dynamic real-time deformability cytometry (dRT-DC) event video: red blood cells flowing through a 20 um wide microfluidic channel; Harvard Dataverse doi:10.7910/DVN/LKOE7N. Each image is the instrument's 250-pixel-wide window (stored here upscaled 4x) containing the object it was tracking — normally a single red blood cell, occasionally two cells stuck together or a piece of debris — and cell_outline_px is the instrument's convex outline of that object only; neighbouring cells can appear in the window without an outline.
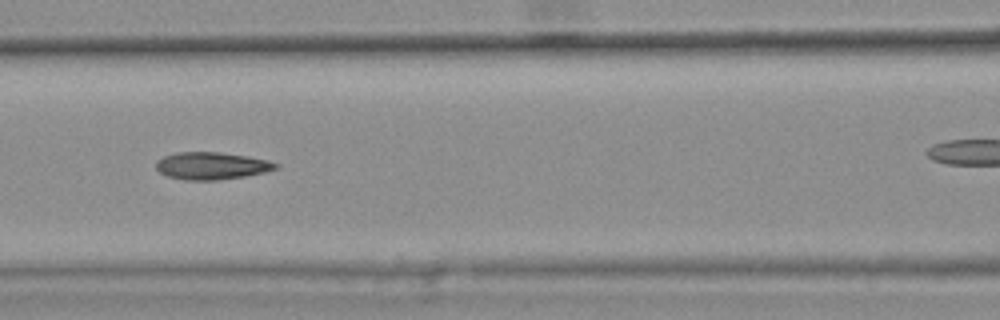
{"species": "common noctule bat (a hibernating species)", "species_latin": "Nyctalus noctula", "temperature_condition": "warm", "stored_images_in_passage": 10, "camera_frame_rate_fps": 3000, "um_per_image_px": 0.085, "animal": {"sex": "female", "body_mass_g": 25.1}, "frame": {"image": 1, "passage_image": 7, "time_ms": 2.0, "image_size_px": [1000, 320], "cell_outline_px": [[280, 168], [264, 172], [244, 176], [216, 180], [184, 180], [168, 176], [160, 172], [156, 168], [156, 160], [164, 156], [176, 152], [220, 152], [268, 160], [280, 164]], "centroid_in_image_um": [17.98, 14.09], "position_along_channel_um": 148.6, "area_um2": 19.02}}